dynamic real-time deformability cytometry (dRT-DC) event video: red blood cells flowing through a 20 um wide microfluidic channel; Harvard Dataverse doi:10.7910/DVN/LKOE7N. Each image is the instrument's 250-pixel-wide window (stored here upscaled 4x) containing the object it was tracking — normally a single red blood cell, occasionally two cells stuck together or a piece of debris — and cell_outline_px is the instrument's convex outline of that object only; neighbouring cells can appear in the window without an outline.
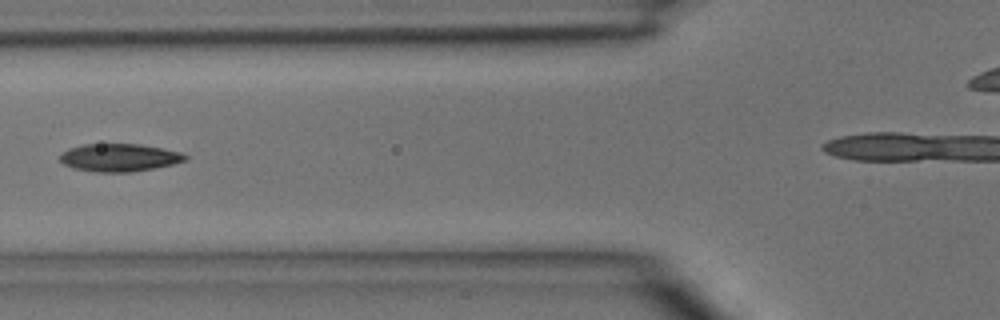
{"species": "common noctule bat (a hibernating species)", "species_latin": "Nyctalus noctula", "temperature_condition": "room temperature", "stored_images_in_passage": 5, "camera_frame_rate_fps": 3000, "um_per_image_px": 0.085, "animal": {"sex": "male", "body_mass_g": 15.6}, "frame": {"image": 1, "passage_image": 4, "time_ms": 1.0, "image_size_px": [1000, 320], "cell_outline_px": [[188, 160], [156, 168], [132, 172], [96, 172], [72, 168], [64, 164], [60, 160], [60, 156], [68, 148], [84, 144], [140, 144], [164, 148], [180, 152], [188, 156]], "centroid_in_image_um": [10.17, 13.39], "position_along_channel_um": 115.6, "area_um2": 20.4}}